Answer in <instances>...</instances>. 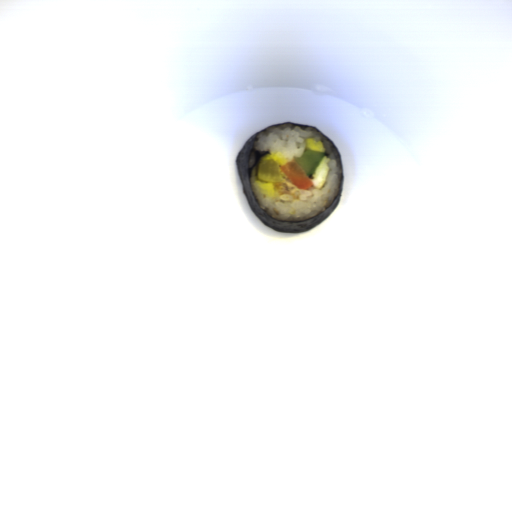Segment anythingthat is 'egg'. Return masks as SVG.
Here are the masks:
<instances>
[{
	"mask_svg": "<svg viewBox=\"0 0 512 512\" xmlns=\"http://www.w3.org/2000/svg\"><path fill=\"white\" fill-rule=\"evenodd\" d=\"M330 161L331 158L325 155L316 170L311 175L307 176L312 183V187L321 190L325 186L330 170V166L328 164Z\"/></svg>",
	"mask_w": 512,
	"mask_h": 512,
	"instance_id": "d2b9013d",
	"label": "egg"
},
{
	"mask_svg": "<svg viewBox=\"0 0 512 512\" xmlns=\"http://www.w3.org/2000/svg\"><path fill=\"white\" fill-rule=\"evenodd\" d=\"M306 146L307 149H311L314 151H320L326 153V148L323 140H319L316 138H306Z\"/></svg>",
	"mask_w": 512,
	"mask_h": 512,
	"instance_id": "2799bb9f",
	"label": "egg"
}]
</instances>
